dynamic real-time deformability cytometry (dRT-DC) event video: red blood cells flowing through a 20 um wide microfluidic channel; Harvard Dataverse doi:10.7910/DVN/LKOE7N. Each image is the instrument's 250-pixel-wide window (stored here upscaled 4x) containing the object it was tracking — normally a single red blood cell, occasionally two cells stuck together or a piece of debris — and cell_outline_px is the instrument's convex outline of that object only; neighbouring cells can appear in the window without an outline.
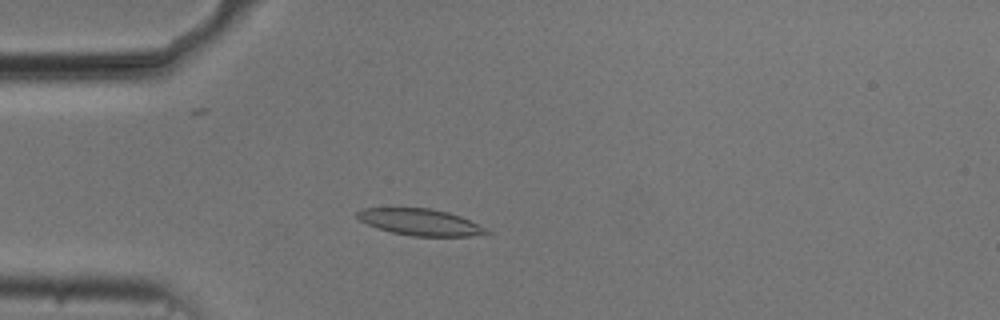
{"species": "common noctule bat (a hibernating species)", "species_latin": "Nyctalus noctula", "temperature_condition": "cold", "stored_images_in_passage": 52, "camera_frame_rate_fps": 3000, "um_per_image_px": 0.085, "animal": {"sex": "male", "body_mass_g": 20.5, "forearm_length_mm": 52.5}, "frame": {"image": 1, "passage_image": 13, "time_ms": 4.0, "image_size_px": [1000, 320], "cell_outline_px": [[492, 232], [468, 236], [412, 236], [392, 232], [376, 228], [360, 220], [356, 216], [356, 212], [364, 208], [428, 208], [448, 212], [460, 216]], "centroid_in_image_um": [35.66, 18.88], "position_along_channel_um": 49.3, "area_um2": 19.65}}
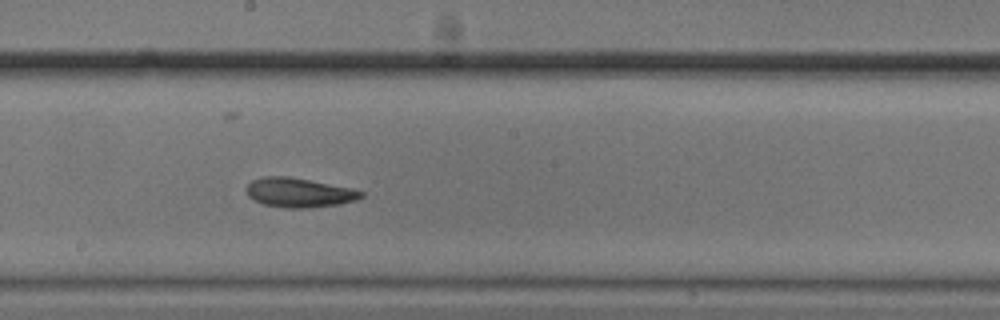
{"frame": {"image": 2, "passage_image": 28, "time_ms": 9.0, "image_size_px": [1000, 320], "cell_outline_px": [[364, 196], [356, 200], [340, 204], [308, 208], [284, 208], [264, 204], [248, 196], [244, 188], [252, 180], [264, 176], [288, 176], [348, 188], [364, 192]], "centroid_in_image_um": [25.38, 16.38], "position_along_channel_um": 222.8, "area_um2": 19.48}}
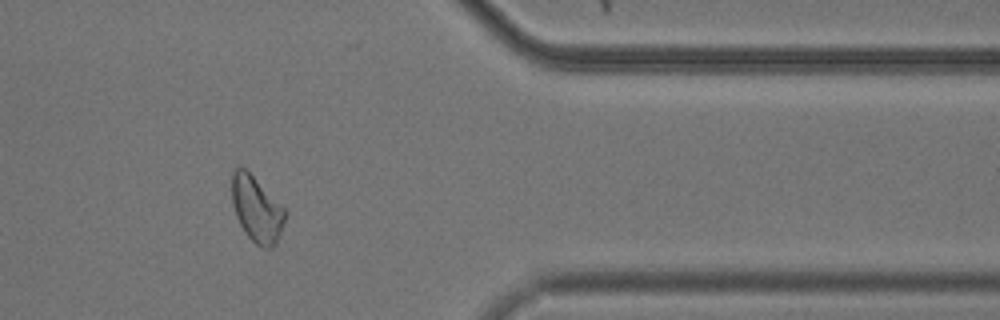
{"frame": {"image": 3, "passage_image": 43, "time_ms": 14.0, "image_size_px": [1000, 320], "cell_outline_px": [[288, 212], [276, 244], [272, 248], [264, 248], [256, 244], [244, 232], [236, 216], [232, 204], [232, 172], [236, 168], [244, 168]], "centroid_in_image_um": [21.82, 17.82], "position_along_channel_um": 389.6, "area_um2": 20.06}, "authors_computed_cell_mechanics": {"area_um2": 19.9988, "velocity_mm_per_s": 3.7122, "shape_relaxation_time_tau1_ms": 3.264, "shape_relaxation_time_tau2_ms": 8.3628, "deformation_change_tau1": 0.121, "deformation_change_tau2": 0.1148}}